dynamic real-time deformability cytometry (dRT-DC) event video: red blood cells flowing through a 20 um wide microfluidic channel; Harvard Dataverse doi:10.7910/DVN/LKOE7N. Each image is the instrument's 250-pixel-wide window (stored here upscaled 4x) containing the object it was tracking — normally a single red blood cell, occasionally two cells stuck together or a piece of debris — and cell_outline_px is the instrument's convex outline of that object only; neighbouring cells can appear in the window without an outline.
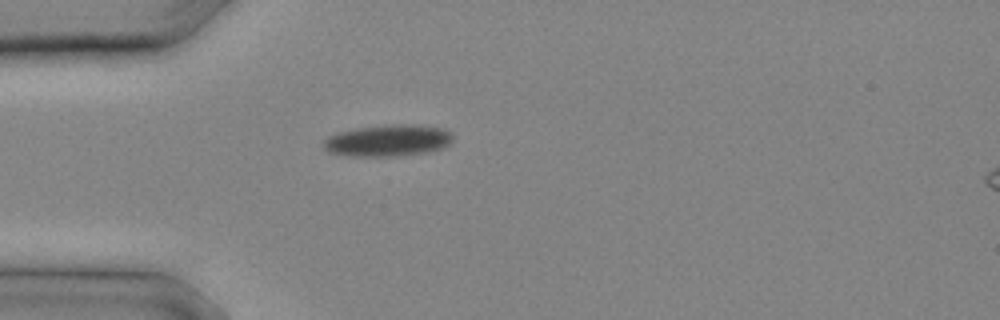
{"species": "common noctule bat (a hibernating species)", "species_latin": "Nyctalus noctula", "temperature_condition": "cold", "stored_images_in_passage": 5, "camera_frame_rate_fps": 3000, "um_per_image_px": 0.085, "animal": {"sex": "male", "body_mass_g": 20.4}, "frame": {"image": 1, "passage_image": 1, "time_ms": 0.0, "image_size_px": [1000, 320], "cell_outline_px": [[452, 140], [444, 148], [424, 152], [396, 156], [352, 156], [328, 152], [324, 148], [324, 140], [328, 136], [340, 132], [356, 128], [384, 124], [408, 124], [440, 128], [452, 132]], "centroid_in_image_um": [32.96, 11.94], "position_along_channel_um": 52.0, "area_um2": 23.76}}